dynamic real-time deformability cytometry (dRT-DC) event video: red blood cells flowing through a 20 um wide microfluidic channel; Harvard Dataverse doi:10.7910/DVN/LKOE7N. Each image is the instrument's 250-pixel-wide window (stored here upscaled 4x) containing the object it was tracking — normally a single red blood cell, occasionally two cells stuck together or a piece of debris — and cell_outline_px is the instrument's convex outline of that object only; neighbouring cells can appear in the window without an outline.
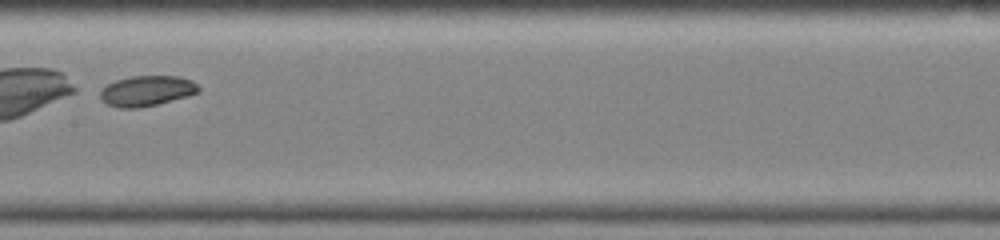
{"species": "common noctule bat (a hibernating species)", "species_latin": "Nyctalus noctula", "temperature_condition": "warm", "stored_images_in_passage": 15, "camera_frame_rate_fps": 3000, "um_per_image_px": 0.085, "animal": {"sex": "female", "body_mass_g": 19.0, "forearm_length_mm": 51.5}, "frame": {"image": 1, "passage_image": 9, "time_ms": 2.667, "image_size_px": [1000, 240], "cell_outline_px": [[200, 92], [188, 96], [156, 104], [136, 108], [120, 108], [108, 104], [100, 96], [100, 88], [116, 80], [132, 76], [180, 76], [192, 80], [200, 88]], "centroid_in_image_um": [12.49, 7.71], "position_along_channel_um": 194.9, "area_um2": 17.34}}